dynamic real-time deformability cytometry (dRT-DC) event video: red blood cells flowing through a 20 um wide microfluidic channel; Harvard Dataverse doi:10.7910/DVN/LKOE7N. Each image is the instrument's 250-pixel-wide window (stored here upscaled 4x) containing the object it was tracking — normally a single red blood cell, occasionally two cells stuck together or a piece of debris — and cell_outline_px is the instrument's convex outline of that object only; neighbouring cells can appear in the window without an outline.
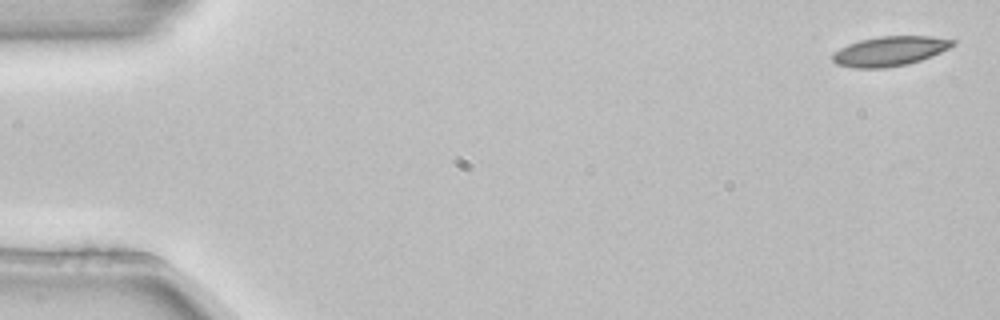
{"species": "common noctule bat (a hibernating species)", "species_latin": "Nyctalus noctula", "temperature_condition": "room temperature", "stored_images_in_passage": 3, "camera_frame_rate_fps": 3000, "um_per_image_px": 0.085, "animal": {"sex": "female", "body_mass_g": 22.7, "forearm_length_mm": 54.2}, "frame": {"image": 1, "passage_image": 1, "time_ms": 0.0, "image_size_px": [1000, 320], "cell_outline_px": [[956, 44], [940, 52], [920, 60], [908, 64], [884, 68], [852, 68], [836, 64], [832, 60], [832, 52], [848, 44], [860, 40], [880, 36], [932, 36], [956, 40]], "centroid_in_image_um": [75.61, 4.35], "position_along_channel_um": 9.4, "area_um2": 20.81}}
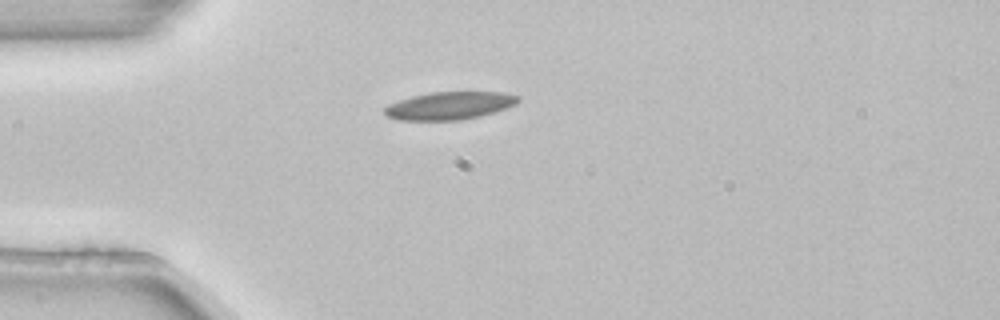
{"frame": {"image": 2, "passage_image": 3, "time_ms": 0.667, "image_size_px": [1000, 320], "cell_outline_px": [[520, 100], [516, 104], [480, 116], [460, 120], [396, 120], [384, 116], [384, 108], [388, 104], [412, 96], [432, 92], [504, 92], [520, 96]], "centroid_in_image_um": [38.18, 8.98], "position_along_channel_um": 46.8, "area_um2": 21.62}}